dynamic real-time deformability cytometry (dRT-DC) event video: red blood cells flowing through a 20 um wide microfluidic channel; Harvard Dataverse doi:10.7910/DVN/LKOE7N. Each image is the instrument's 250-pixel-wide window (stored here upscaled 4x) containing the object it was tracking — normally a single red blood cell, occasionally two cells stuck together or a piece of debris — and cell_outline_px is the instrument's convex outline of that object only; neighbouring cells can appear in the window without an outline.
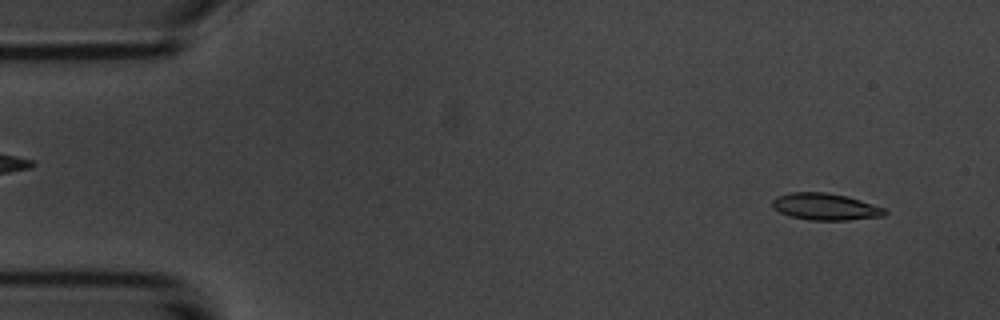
{"species": "common noctule bat (a hibernating species)", "species_latin": "Nyctalus noctula", "temperature_condition": "room temperature", "stored_images_in_passage": 54, "camera_frame_rate_fps": 3000, "um_per_image_px": 0.085, "animal": {"sex": "male", "body_mass_g": 20.1, "forearm_length_mm": 53.5}, "frame": {"image": 1, "passage_image": 3, "time_ms": 0.667, "image_size_px": [1000, 320], "cell_outline_px": [[888, 212], [884, 216], [848, 220], [808, 220], [788, 216], [772, 208], [772, 200], [776, 196], [788, 192], [828, 192], [848, 196], [884, 208]], "centroid_in_image_um": [70.12, 17.56], "position_along_channel_um": 14.9, "area_um2": 17.8}}
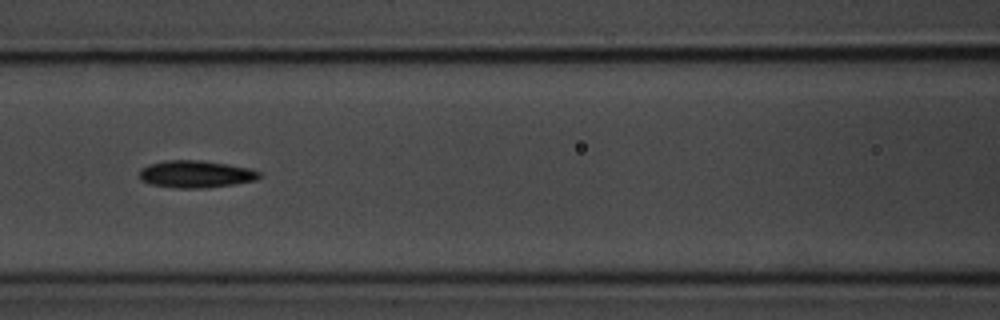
{"frame": {"image": 2, "passage_image": 22, "time_ms": 7.0, "image_size_px": [1000, 320], "cell_outline_px": [[260, 176], [256, 180], [232, 184], [204, 188], [176, 188], [152, 184], [140, 180], [140, 168], [148, 164], [168, 160], [200, 160], [228, 164], [252, 168], [260, 172]], "centroid_in_image_um": [16.64, 14.79], "position_along_channel_um": 150.0, "area_um2": 19.02}}
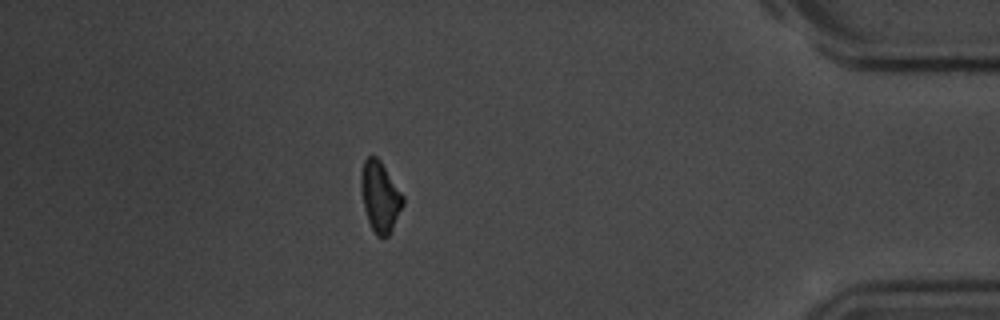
{"frame": {"image": 3, "passage_image": 46, "time_ms": 15.0, "image_size_px": [1000, 320], "cell_outline_px": [[404, 204], [388, 236], [376, 236], [368, 220], [364, 208], [360, 184], [360, 172], [364, 160], [368, 156], [376, 156], [380, 160], [404, 196]], "centroid_in_image_um": [32.29, 16.68], "position_along_channel_um": 402.9, "area_um2": 17.11}, "authors_computed_cell_mechanics": {"area_um2": 17.8313, "velocity_mm_per_s": 3.7217, "shape_relaxation_time_tau1_ms": 2.6695, "shape_relaxation_time_tau2_ms": null, "deformation_change_tau1": 0.0973, "deformation_change_tau2": null}}